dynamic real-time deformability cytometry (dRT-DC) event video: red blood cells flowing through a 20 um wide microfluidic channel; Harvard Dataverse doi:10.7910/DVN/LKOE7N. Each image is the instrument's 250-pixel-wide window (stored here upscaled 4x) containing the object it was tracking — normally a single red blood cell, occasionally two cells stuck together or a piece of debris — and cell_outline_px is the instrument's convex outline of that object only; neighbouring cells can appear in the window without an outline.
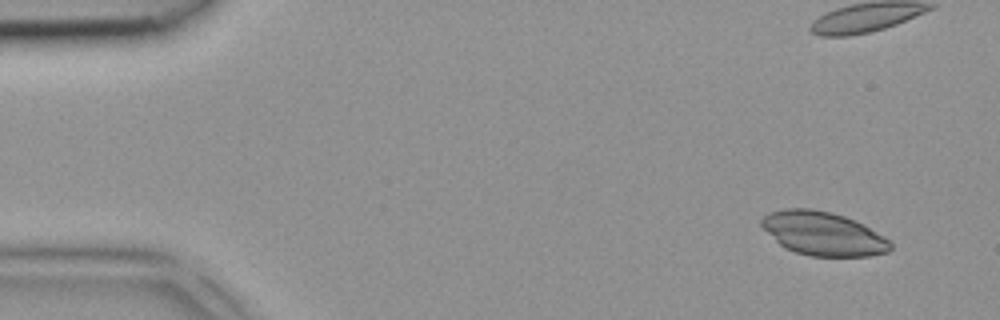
{"species": "common noctule bat (a hibernating species)", "species_latin": "Nyctalus noctula", "temperature_condition": "room temperature", "stored_images_in_passage": 3, "camera_frame_rate_fps": 3000, "um_per_image_px": 0.085, "animal": {"sex": "female", "body_mass_g": 18.4}, "frame": {"image": 1, "passage_image": 1, "time_ms": 0.0, "image_size_px": [1000, 320], "cell_outline_px": [[892, 248], [888, 252], [868, 256], [812, 256], [796, 252], [784, 248], [760, 224], [760, 220], [768, 212], [784, 208], [812, 208], [832, 212], [844, 216], [864, 224], [884, 236], [892, 244]], "centroid_in_image_um": [69.97, 19.84], "position_along_channel_um": 15.0, "area_um2": 32.83}}